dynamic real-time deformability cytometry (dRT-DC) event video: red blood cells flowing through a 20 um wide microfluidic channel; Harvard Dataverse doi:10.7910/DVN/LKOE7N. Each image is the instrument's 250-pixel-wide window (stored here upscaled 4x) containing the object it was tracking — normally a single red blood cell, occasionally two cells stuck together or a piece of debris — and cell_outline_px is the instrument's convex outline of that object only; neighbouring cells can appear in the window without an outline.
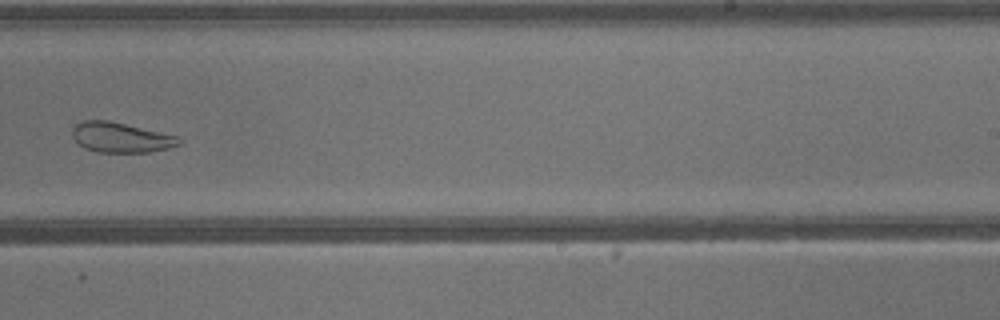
{"species": "common noctule bat (a hibernating species)", "species_latin": "Nyctalus noctula", "temperature_condition": "warm", "stored_images_in_passage": 28, "camera_frame_rate_fps": 3000, "um_per_image_px": 0.085, "animal": {"sex": "male", "body_mass_g": 13.3}, "frame": {"image": 1, "passage_image": 13, "time_ms": 4.0, "image_size_px": [1000, 320], "cell_outline_px": [[184, 140], [180, 144], [168, 148], [148, 152], [96, 152], [84, 148], [72, 136], [72, 128], [76, 124], [84, 120], [108, 120], [160, 132], [176, 136]], "centroid_in_image_um": [10.26, 11.68], "position_along_channel_um": 278.7, "area_um2": 18.55}}
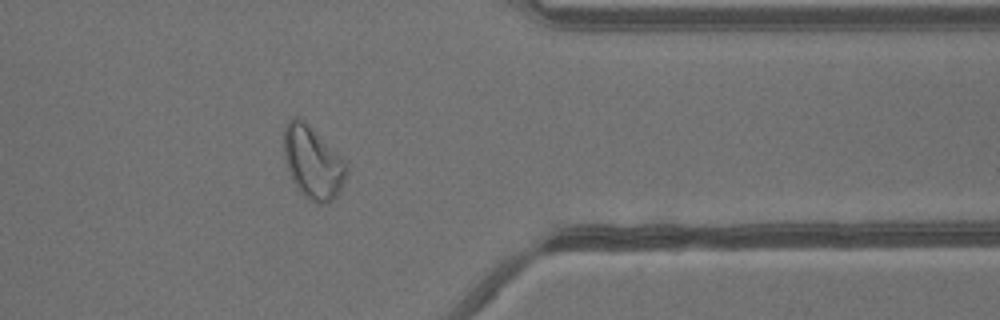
{"frame": {"image": 2, "passage_image": 20, "time_ms": 6.333, "image_size_px": [1000, 320], "cell_outline_px": [[348, 172], [336, 196], [328, 204], [316, 204], [304, 196], [300, 192], [292, 180], [284, 156], [284, 124], [292, 116], [296, 116], [304, 120], [348, 164]], "centroid_in_image_um": [26.57, 13.81], "position_along_channel_um": 384.8, "area_um2": 26.36}}
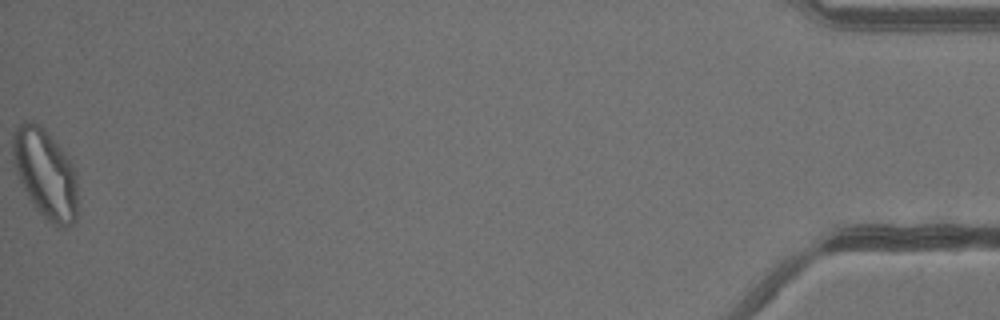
{"frame": {"image": 3, "passage_image": 28, "time_ms": 9.0, "image_size_px": [1000, 320], "cell_outline_px": [[76, 220], [68, 228], [56, 228], [36, 208], [28, 196], [16, 172], [12, 156], [12, 136], [16, 128], [24, 120], [32, 120], [40, 124], [44, 128], [60, 148], [72, 164], [76, 172]], "centroid_in_image_um": [3.84, 14.75], "position_along_channel_um": 431.4, "area_um2": 33.64}}